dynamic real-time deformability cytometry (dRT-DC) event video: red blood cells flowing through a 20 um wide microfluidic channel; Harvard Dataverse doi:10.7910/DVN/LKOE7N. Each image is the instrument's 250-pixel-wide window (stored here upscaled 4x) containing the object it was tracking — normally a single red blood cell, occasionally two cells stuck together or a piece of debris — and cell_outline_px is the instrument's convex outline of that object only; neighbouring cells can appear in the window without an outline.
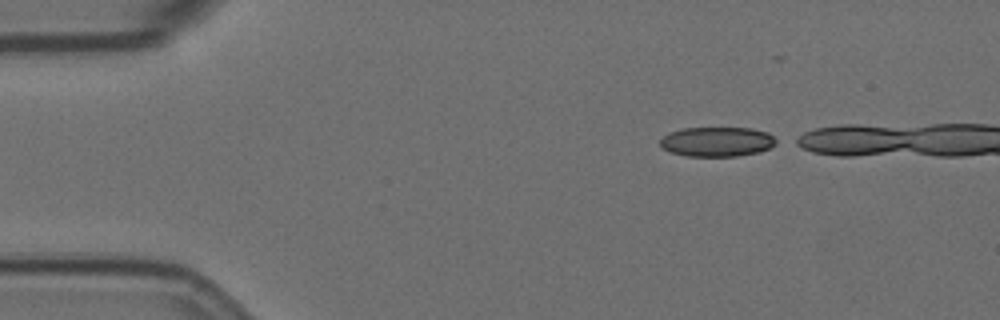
{"species": "Egyptian fruit bat (a non-hibernating species)", "species_latin": "Rousettus aegyptiacus", "temperature_condition": "room temperature", "stored_images_in_passage": 24, "camera_frame_rate_fps": 3000, "um_per_image_px": 0.085, "animal": {"sex": "female"}, "frame": {"image": 1, "passage_image": 1, "time_ms": 0.0, "image_size_px": [1000, 320], "cell_outline_px": [[780, 140], [776, 144], [768, 148], [756, 152], [736, 156], [688, 156], [672, 152], [660, 148], [660, 140], [664, 136], [672, 132], [684, 128], [752, 128], [768, 132]], "centroid_in_image_um": [60.98, 12.04], "position_along_channel_um": 24.0, "area_um2": 20.0}}
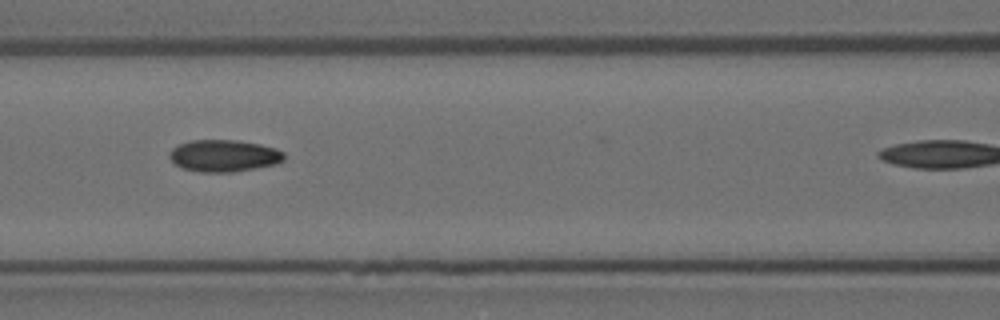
{"frame": {"image": 2, "passage_image": 17, "time_ms": 5.333, "image_size_px": [1000, 320], "cell_outline_px": [[284, 160], [276, 164], [232, 172], [200, 172], [184, 168], [176, 164], [168, 156], [172, 148], [180, 144], [192, 140], [236, 140], [260, 144], [276, 148], [284, 152]], "centroid_in_image_um": [19.05, 13.23], "position_along_channel_um": 147.5, "area_um2": 21.21}}
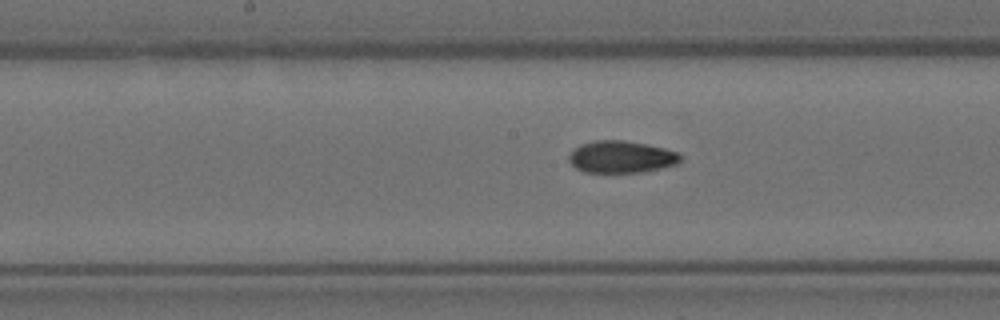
{"frame": {"image": 3, "passage_image": 21, "time_ms": 6.667, "image_size_px": [1000, 320], "cell_outline_px": [[680, 160], [676, 164], [660, 168], [640, 172], [584, 172], [576, 168], [568, 160], [568, 156], [580, 144], [596, 140], [624, 140], [648, 144], [680, 152]], "centroid_in_image_um": [52.81, 13.32], "position_along_channel_um": 195.4, "area_um2": 20.75}}